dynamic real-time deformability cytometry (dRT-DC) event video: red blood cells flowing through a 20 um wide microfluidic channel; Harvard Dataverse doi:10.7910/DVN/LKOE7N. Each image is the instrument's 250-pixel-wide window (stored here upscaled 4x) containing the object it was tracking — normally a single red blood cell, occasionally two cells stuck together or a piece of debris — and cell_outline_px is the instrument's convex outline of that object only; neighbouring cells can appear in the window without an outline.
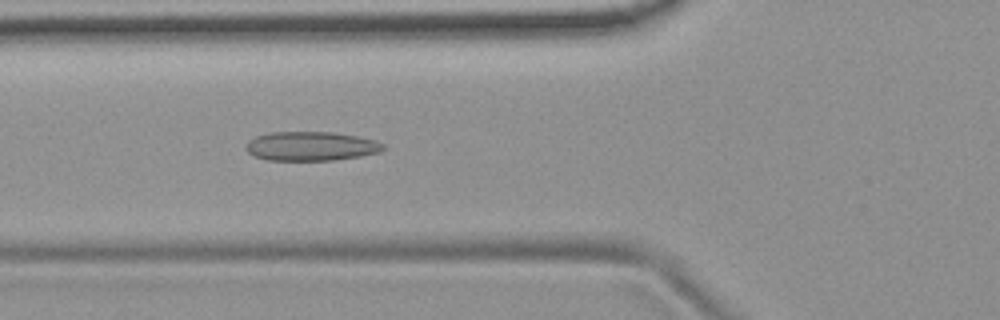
{"species": "common noctule bat (a hibernating species)", "species_latin": "Nyctalus noctula", "temperature_condition": "room temperature", "stored_images_in_passage": 39, "camera_frame_rate_fps": 3000, "um_per_image_px": 0.085, "animal": {"sex": "female", "body_mass_g": 19.9}, "frame": {"image": 1, "passage_image": 5, "time_ms": 1.333, "image_size_px": [1000, 320], "cell_outline_px": [[384, 148], [380, 152], [360, 156], [332, 160], [268, 160], [256, 156], [248, 152], [244, 148], [248, 140], [256, 136], [268, 132], [332, 132], [356, 136], [376, 140], [384, 144]], "centroid_in_image_um": [26.42, 12.42], "position_along_channel_um": 99.4, "area_um2": 23.29}}
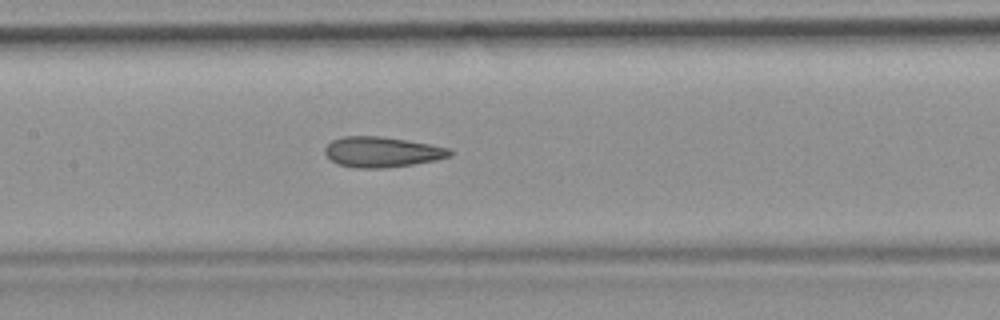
{"frame": {"image": 2, "passage_image": 11, "time_ms": 3.333, "image_size_px": [1000, 320], "cell_outline_px": [[452, 156], [436, 160], [412, 164], [384, 168], [352, 168], [336, 164], [324, 152], [324, 148], [332, 140], [344, 136], [380, 136], [432, 144], [452, 148]], "centroid_in_image_um": [32.48, 12.92], "position_along_channel_um": 174.9, "area_um2": 22.31}}
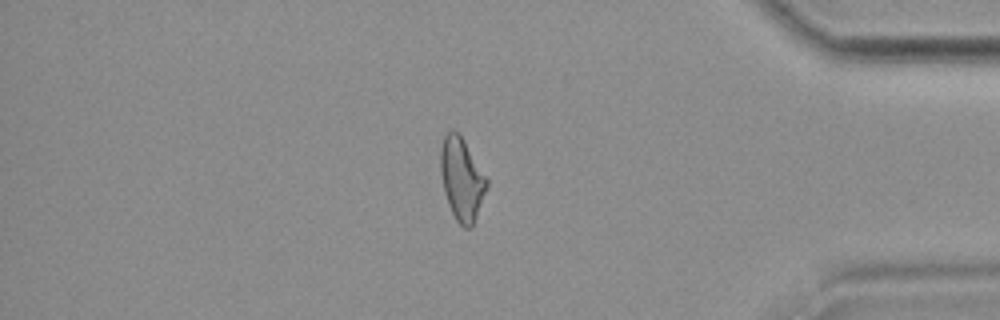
{"frame": {"image": 3, "passage_image": 31, "time_ms": 10.0, "image_size_px": [1000, 320], "cell_outline_px": [[488, 188], [472, 228], [464, 228], [456, 220], [448, 204], [444, 192], [440, 172], [440, 148], [444, 136], [452, 128], [460, 132], [488, 180]], "centroid_in_image_um": [39.25, 15.2], "position_along_channel_um": 396.0, "area_um2": 22.6}, "authors_computed_cell_mechanics": {"area_um2": 21.9062, "velocity_mm_per_s": 3.7619, "shape_relaxation_time_tau1_ms": null, "shape_relaxation_time_tau2_ms": 2.2886, "deformation_change_tau1": null, "deformation_change_tau2": 0.1104}}